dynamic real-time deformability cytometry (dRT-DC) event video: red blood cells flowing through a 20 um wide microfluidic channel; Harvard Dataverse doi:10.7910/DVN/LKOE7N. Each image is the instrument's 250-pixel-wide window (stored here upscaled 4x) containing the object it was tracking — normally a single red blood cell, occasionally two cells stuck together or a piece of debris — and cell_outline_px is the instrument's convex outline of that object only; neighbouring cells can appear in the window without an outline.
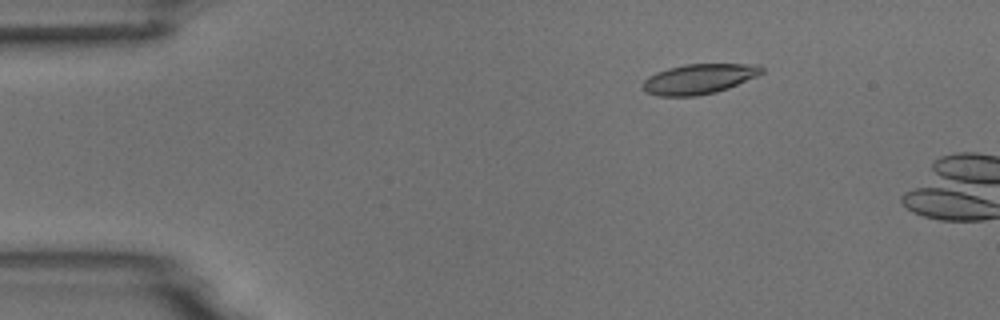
{"species": "common noctule bat (a hibernating species)", "species_latin": "Nyctalus noctula", "temperature_condition": "room temperature", "stored_images_in_passage": 2, "camera_frame_rate_fps": 3000, "um_per_image_px": 0.085, "animal": {"sex": "male", "body_mass_g": 18.8}, "frame": {"image": 1, "passage_image": 1, "time_ms": 0.0, "image_size_px": [1000, 320], "cell_outline_px": [[764, 72], [756, 76], [728, 88], [716, 92], [696, 96], [660, 96], [644, 92], [640, 84], [648, 76], [656, 72], [668, 68], [684, 64], [760, 64], [764, 68]], "centroid_in_image_um": [59.38, 6.71], "position_along_channel_um": 25.6, "area_um2": 20.98}}